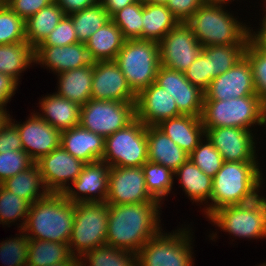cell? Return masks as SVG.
<instances>
[{"instance_id":"1","label":"cell","mask_w":266,"mask_h":266,"mask_svg":"<svg viewBox=\"0 0 266 266\" xmlns=\"http://www.w3.org/2000/svg\"><path fill=\"white\" fill-rule=\"evenodd\" d=\"M161 205L159 201L109 205L106 244L137 253L163 228Z\"/></svg>"},{"instance_id":"2","label":"cell","mask_w":266,"mask_h":266,"mask_svg":"<svg viewBox=\"0 0 266 266\" xmlns=\"http://www.w3.org/2000/svg\"><path fill=\"white\" fill-rule=\"evenodd\" d=\"M259 162H223L212 180L211 202L203 207L206 219L221 207L247 204L261 196L265 177Z\"/></svg>"},{"instance_id":"3","label":"cell","mask_w":266,"mask_h":266,"mask_svg":"<svg viewBox=\"0 0 266 266\" xmlns=\"http://www.w3.org/2000/svg\"><path fill=\"white\" fill-rule=\"evenodd\" d=\"M75 203L63 193H48L31 204L23 231L30 239L69 243Z\"/></svg>"},{"instance_id":"4","label":"cell","mask_w":266,"mask_h":266,"mask_svg":"<svg viewBox=\"0 0 266 266\" xmlns=\"http://www.w3.org/2000/svg\"><path fill=\"white\" fill-rule=\"evenodd\" d=\"M227 5L203 3L186 21L203 46L248 45L251 24L240 21ZM228 9V10H227Z\"/></svg>"},{"instance_id":"5","label":"cell","mask_w":266,"mask_h":266,"mask_svg":"<svg viewBox=\"0 0 266 266\" xmlns=\"http://www.w3.org/2000/svg\"><path fill=\"white\" fill-rule=\"evenodd\" d=\"M181 226L173 232L161 229L148 240L136 253L137 266H194L193 227Z\"/></svg>"},{"instance_id":"6","label":"cell","mask_w":266,"mask_h":266,"mask_svg":"<svg viewBox=\"0 0 266 266\" xmlns=\"http://www.w3.org/2000/svg\"><path fill=\"white\" fill-rule=\"evenodd\" d=\"M131 90L137 95L155 82L160 64L159 42L126 40L115 60Z\"/></svg>"},{"instance_id":"7","label":"cell","mask_w":266,"mask_h":266,"mask_svg":"<svg viewBox=\"0 0 266 266\" xmlns=\"http://www.w3.org/2000/svg\"><path fill=\"white\" fill-rule=\"evenodd\" d=\"M207 220L218 230L235 237V240L266 239V196L262 192L250 203L221 207Z\"/></svg>"},{"instance_id":"8","label":"cell","mask_w":266,"mask_h":266,"mask_svg":"<svg viewBox=\"0 0 266 266\" xmlns=\"http://www.w3.org/2000/svg\"><path fill=\"white\" fill-rule=\"evenodd\" d=\"M262 109L263 102L258 95L225 101L203 100L201 121L205 132L217 127H239L253 131L255 126L260 127Z\"/></svg>"},{"instance_id":"9","label":"cell","mask_w":266,"mask_h":266,"mask_svg":"<svg viewBox=\"0 0 266 266\" xmlns=\"http://www.w3.org/2000/svg\"><path fill=\"white\" fill-rule=\"evenodd\" d=\"M109 204L107 202L75 203V219L69 239L73 256L80 258L89 250L106 244Z\"/></svg>"},{"instance_id":"10","label":"cell","mask_w":266,"mask_h":266,"mask_svg":"<svg viewBox=\"0 0 266 266\" xmlns=\"http://www.w3.org/2000/svg\"><path fill=\"white\" fill-rule=\"evenodd\" d=\"M110 167H140L148 161L147 126L136 117L105 138L101 159Z\"/></svg>"},{"instance_id":"11","label":"cell","mask_w":266,"mask_h":266,"mask_svg":"<svg viewBox=\"0 0 266 266\" xmlns=\"http://www.w3.org/2000/svg\"><path fill=\"white\" fill-rule=\"evenodd\" d=\"M135 118V102L90 99L80 108L83 128L106 138Z\"/></svg>"},{"instance_id":"12","label":"cell","mask_w":266,"mask_h":266,"mask_svg":"<svg viewBox=\"0 0 266 266\" xmlns=\"http://www.w3.org/2000/svg\"><path fill=\"white\" fill-rule=\"evenodd\" d=\"M203 46L190 26L179 22L159 42L161 66L184 73L199 56Z\"/></svg>"},{"instance_id":"13","label":"cell","mask_w":266,"mask_h":266,"mask_svg":"<svg viewBox=\"0 0 266 266\" xmlns=\"http://www.w3.org/2000/svg\"><path fill=\"white\" fill-rule=\"evenodd\" d=\"M256 134V135H255ZM205 135L226 162L259 161L257 133L239 127L210 128ZM257 150V153H256Z\"/></svg>"},{"instance_id":"14","label":"cell","mask_w":266,"mask_h":266,"mask_svg":"<svg viewBox=\"0 0 266 266\" xmlns=\"http://www.w3.org/2000/svg\"><path fill=\"white\" fill-rule=\"evenodd\" d=\"M155 200L147 191L145 176L140 167H110L108 194L109 205H125Z\"/></svg>"},{"instance_id":"15","label":"cell","mask_w":266,"mask_h":266,"mask_svg":"<svg viewBox=\"0 0 266 266\" xmlns=\"http://www.w3.org/2000/svg\"><path fill=\"white\" fill-rule=\"evenodd\" d=\"M36 163L49 193H64L86 164L65 151L61 145Z\"/></svg>"},{"instance_id":"16","label":"cell","mask_w":266,"mask_h":266,"mask_svg":"<svg viewBox=\"0 0 266 266\" xmlns=\"http://www.w3.org/2000/svg\"><path fill=\"white\" fill-rule=\"evenodd\" d=\"M12 117L9 116V120L19 131L23 150L35 163L60 146L61 131L44 121L35 111L23 123Z\"/></svg>"},{"instance_id":"17","label":"cell","mask_w":266,"mask_h":266,"mask_svg":"<svg viewBox=\"0 0 266 266\" xmlns=\"http://www.w3.org/2000/svg\"><path fill=\"white\" fill-rule=\"evenodd\" d=\"M257 95L250 61L244 56L227 72L217 76L204 91V100H230Z\"/></svg>"},{"instance_id":"18","label":"cell","mask_w":266,"mask_h":266,"mask_svg":"<svg viewBox=\"0 0 266 266\" xmlns=\"http://www.w3.org/2000/svg\"><path fill=\"white\" fill-rule=\"evenodd\" d=\"M155 83L175 99L178 111L182 115L201 117L204 91L191 84L184 73L160 66Z\"/></svg>"},{"instance_id":"19","label":"cell","mask_w":266,"mask_h":266,"mask_svg":"<svg viewBox=\"0 0 266 266\" xmlns=\"http://www.w3.org/2000/svg\"><path fill=\"white\" fill-rule=\"evenodd\" d=\"M91 97L94 100L136 102V94L114 60L93 63Z\"/></svg>"},{"instance_id":"20","label":"cell","mask_w":266,"mask_h":266,"mask_svg":"<svg viewBox=\"0 0 266 266\" xmlns=\"http://www.w3.org/2000/svg\"><path fill=\"white\" fill-rule=\"evenodd\" d=\"M110 166L102 160L86 163L78 178L63 193L73 203L106 202Z\"/></svg>"},{"instance_id":"21","label":"cell","mask_w":266,"mask_h":266,"mask_svg":"<svg viewBox=\"0 0 266 266\" xmlns=\"http://www.w3.org/2000/svg\"><path fill=\"white\" fill-rule=\"evenodd\" d=\"M180 115L175 99L155 82L136 95L135 117L145 126H157Z\"/></svg>"},{"instance_id":"22","label":"cell","mask_w":266,"mask_h":266,"mask_svg":"<svg viewBox=\"0 0 266 266\" xmlns=\"http://www.w3.org/2000/svg\"><path fill=\"white\" fill-rule=\"evenodd\" d=\"M85 43L66 46H37L34 48V64L51 70L54 75L61 72L93 65Z\"/></svg>"},{"instance_id":"23","label":"cell","mask_w":266,"mask_h":266,"mask_svg":"<svg viewBox=\"0 0 266 266\" xmlns=\"http://www.w3.org/2000/svg\"><path fill=\"white\" fill-rule=\"evenodd\" d=\"M60 145L76 159L84 163H93L103 157L105 138L77 125L61 131Z\"/></svg>"},{"instance_id":"24","label":"cell","mask_w":266,"mask_h":266,"mask_svg":"<svg viewBox=\"0 0 266 266\" xmlns=\"http://www.w3.org/2000/svg\"><path fill=\"white\" fill-rule=\"evenodd\" d=\"M37 107L39 112L36 111V113L60 131L74 128L80 123L81 106L56 93L42 96Z\"/></svg>"},{"instance_id":"25","label":"cell","mask_w":266,"mask_h":266,"mask_svg":"<svg viewBox=\"0 0 266 266\" xmlns=\"http://www.w3.org/2000/svg\"><path fill=\"white\" fill-rule=\"evenodd\" d=\"M157 127L186 153L190 154L205 136L201 117L180 115L162 121Z\"/></svg>"},{"instance_id":"26","label":"cell","mask_w":266,"mask_h":266,"mask_svg":"<svg viewBox=\"0 0 266 266\" xmlns=\"http://www.w3.org/2000/svg\"><path fill=\"white\" fill-rule=\"evenodd\" d=\"M148 161L175 172L189 159V154L175 144L157 126H147Z\"/></svg>"},{"instance_id":"27","label":"cell","mask_w":266,"mask_h":266,"mask_svg":"<svg viewBox=\"0 0 266 266\" xmlns=\"http://www.w3.org/2000/svg\"><path fill=\"white\" fill-rule=\"evenodd\" d=\"M58 96L82 106L92 99L93 65L67 70L56 75Z\"/></svg>"},{"instance_id":"28","label":"cell","mask_w":266,"mask_h":266,"mask_svg":"<svg viewBox=\"0 0 266 266\" xmlns=\"http://www.w3.org/2000/svg\"><path fill=\"white\" fill-rule=\"evenodd\" d=\"M174 177L192 203L205 206L204 204L207 205L210 202L213 178L203 173L191 159H188L174 172Z\"/></svg>"},{"instance_id":"29","label":"cell","mask_w":266,"mask_h":266,"mask_svg":"<svg viewBox=\"0 0 266 266\" xmlns=\"http://www.w3.org/2000/svg\"><path fill=\"white\" fill-rule=\"evenodd\" d=\"M125 41L121 30L110 19L94 32L85 44L91 59L95 62L115 60Z\"/></svg>"},{"instance_id":"30","label":"cell","mask_w":266,"mask_h":266,"mask_svg":"<svg viewBox=\"0 0 266 266\" xmlns=\"http://www.w3.org/2000/svg\"><path fill=\"white\" fill-rule=\"evenodd\" d=\"M142 18L141 40L160 42L179 23L167 5L143 3Z\"/></svg>"},{"instance_id":"31","label":"cell","mask_w":266,"mask_h":266,"mask_svg":"<svg viewBox=\"0 0 266 266\" xmlns=\"http://www.w3.org/2000/svg\"><path fill=\"white\" fill-rule=\"evenodd\" d=\"M32 64L34 48L27 41L0 45V73L10 75L20 84V76Z\"/></svg>"},{"instance_id":"32","label":"cell","mask_w":266,"mask_h":266,"mask_svg":"<svg viewBox=\"0 0 266 266\" xmlns=\"http://www.w3.org/2000/svg\"><path fill=\"white\" fill-rule=\"evenodd\" d=\"M1 185L20 198L28 200L31 204L38 199L44 198L49 193L43 184L40 168L37 163L6 179Z\"/></svg>"},{"instance_id":"33","label":"cell","mask_w":266,"mask_h":266,"mask_svg":"<svg viewBox=\"0 0 266 266\" xmlns=\"http://www.w3.org/2000/svg\"><path fill=\"white\" fill-rule=\"evenodd\" d=\"M65 13L54 1L25 21L26 41L36 48L55 29Z\"/></svg>"},{"instance_id":"34","label":"cell","mask_w":266,"mask_h":266,"mask_svg":"<svg viewBox=\"0 0 266 266\" xmlns=\"http://www.w3.org/2000/svg\"><path fill=\"white\" fill-rule=\"evenodd\" d=\"M73 257L68 243L30 239L27 266H50Z\"/></svg>"},{"instance_id":"35","label":"cell","mask_w":266,"mask_h":266,"mask_svg":"<svg viewBox=\"0 0 266 266\" xmlns=\"http://www.w3.org/2000/svg\"><path fill=\"white\" fill-rule=\"evenodd\" d=\"M79 266H137V257L136 253L105 244L83 254Z\"/></svg>"},{"instance_id":"36","label":"cell","mask_w":266,"mask_h":266,"mask_svg":"<svg viewBox=\"0 0 266 266\" xmlns=\"http://www.w3.org/2000/svg\"><path fill=\"white\" fill-rule=\"evenodd\" d=\"M68 16L73 21L75 34L80 43H86L94 32L110 20V16L100 2Z\"/></svg>"},{"instance_id":"37","label":"cell","mask_w":266,"mask_h":266,"mask_svg":"<svg viewBox=\"0 0 266 266\" xmlns=\"http://www.w3.org/2000/svg\"><path fill=\"white\" fill-rule=\"evenodd\" d=\"M247 45H219L202 48L209 59L210 81L231 69L245 55Z\"/></svg>"},{"instance_id":"38","label":"cell","mask_w":266,"mask_h":266,"mask_svg":"<svg viewBox=\"0 0 266 266\" xmlns=\"http://www.w3.org/2000/svg\"><path fill=\"white\" fill-rule=\"evenodd\" d=\"M145 176V185L149 194L161 204L165 197L172 191L174 186V172L163 165L147 161L142 165ZM163 200V201H162Z\"/></svg>"},{"instance_id":"39","label":"cell","mask_w":266,"mask_h":266,"mask_svg":"<svg viewBox=\"0 0 266 266\" xmlns=\"http://www.w3.org/2000/svg\"><path fill=\"white\" fill-rule=\"evenodd\" d=\"M30 207L31 203L28 200L20 198L0 184V224L3 227H10L15 223L18 230L23 229Z\"/></svg>"},{"instance_id":"40","label":"cell","mask_w":266,"mask_h":266,"mask_svg":"<svg viewBox=\"0 0 266 266\" xmlns=\"http://www.w3.org/2000/svg\"><path fill=\"white\" fill-rule=\"evenodd\" d=\"M143 2H134L114 13L110 19L121 30L126 40H141Z\"/></svg>"},{"instance_id":"41","label":"cell","mask_w":266,"mask_h":266,"mask_svg":"<svg viewBox=\"0 0 266 266\" xmlns=\"http://www.w3.org/2000/svg\"><path fill=\"white\" fill-rule=\"evenodd\" d=\"M244 56L250 61L257 95L266 106V50L251 36Z\"/></svg>"},{"instance_id":"42","label":"cell","mask_w":266,"mask_h":266,"mask_svg":"<svg viewBox=\"0 0 266 266\" xmlns=\"http://www.w3.org/2000/svg\"><path fill=\"white\" fill-rule=\"evenodd\" d=\"M19 230L15 237L0 242V260L4 266H27L30 238L22 229Z\"/></svg>"},{"instance_id":"43","label":"cell","mask_w":266,"mask_h":266,"mask_svg":"<svg viewBox=\"0 0 266 266\" xmlns=\"http://www.w3.org/2000/svg\"><path fill=\"white\" fill-rule=\"evenodd\" d=\"M189 159L205 174L214 177L224 162L221 154L205 135L198 146L189 154Z\"/></svg>"},{"instance_id":"44","label":"cell","mask_w":266,"mask_h":266,"mask_svg":"<svg viewBox=\"0 0 266 266\" xmlns=\"http://www.w3.org/2000/svg\"><path fill=\"white\" fill-rule=\"evenodd\" d=\"M26 41L25 20L9 6L0 5V45Z\"/></svg>"},{"instance_id":"45","label":"cell","mask_w":266,"mask_h":266,"mask_svg":"<svg viewBox=\"0 0 266 266\" xmlns=\"http://www.w3.org/2000/svg\"><path fill=\"white\" fill-rule=\"evenodd\" d=\"M34 163L24 150L0 153V184L28 169Z\"/></svg>"},{"instance_id":"46","label":"cell","mask_w":266,"mask_h":266,"mask_svg":"<svg viewBox=\"0 0 266 266\" xmlns=\"http://www.w3.org/2000/svg\"><path fill=\"white\" fill-rule=\"evenodd\" d=\"M78 42L73 21L65 15L55 29L38 46H66Z\"/></svg>"},{"instance_id":"47","label":"cell","mask_w":266,"mask_h":266,"mask_svg":"<svg viewBox=\"0 0 266 266\" xmlns=\"http://www.w3.org/2000/svg\"><path fill=\"white\" fill-rule=\"evenodd\" d=\"M184 75L191 84L205 91L211 84L209 59L201 52Z\"/></svg>"},{"instance_id":"48","label":"cell","mask_w":266,"mask_h":266,"mask_svg":"<svg viewBox=\"0 0 266 266\" xmlns=\"http://www.w3.org/2000/svg\"><path fill=\"white\" fill-rule=\"evenodd\" d=\"M23 150L17 127L8 119L0 130V153Z\"/></svg>"},{"instance_id":"49","label":"cell","mask_w":266,"mask_h":266,"mask_svg":"<svg viewBox=\"0 0 266 266\" xmlns=\"http://www.w3.org/2000/svg\"><path fill=\"white\" fill-rule=\"evenodd\" d=\"M55 0H13L8 6L25 21Z\"/></svg>"},{"instance_id":"50","label":"cell","mask_w":266,"mask_h":266,"mask_svg":"<svg viewBox=\"0 0 266 266\" xmlns=\"http://www.w3.org/2000/svg\"><path fill=\"white\" fill-rule=\"evenodd\" d=\"M203 4V0H169L167 7L179 22H186Z\"/></svg>"},{"instance_id":"51","label":"cell","mask_w":266,"mask_h":266,"mask_svg":"<svg viewBox=\"0 0 266 266\" xmlns=\"http://www.w3.org/2000/svg\"><path fill=\"white\" fill-rule=\"evenodd\" d=\"M19 83L8 74L0 73V108L7 110V104L16 94Z\"/></svg>"},{"instance_id":"52","label":"cell","mask_w":266,"mask_h":266,"mask_svg":"<svg viewBox=\"0 0 266 266\" xmlns=\"http://www.w3.org/2000/svg\"><path fill=\"white\" fill-rule=\"evenodd\" d=\"M55 2L61 7L65 15H70L95 5L99 0H55Z\"/></svg>"},{"instance_id":"53","label":"cell","mask_w":266,"mask_h":266,"mask_svg":"<svg viewBox=\"0 0 266 266\" xmlns=\"http://www.w3.org/2000/svg\"><path fill=\"white\" fill-rule=\"evenodd\" d=\"M99 2L104 6L108 15L111 17L118 10L123 9L125 6L131 5L136 2V0H99Z\"/></svg>"},{"instance_id":"54","label":"cell","mask_w":266,"mask_h":266,"mask_svg":"<svg viewBox=\"0 0 266 266\" xmlns=\"http://www.w3.org/2000/svg\"><path fill=\"white\" fill-rule=\"evenodd\" d=\"M253 28L254 26L251 27V36L266 50V28Z\"/></svg>"},{"instance_id":"55","label":"cell","mask_w":266,"mask_h":266,"mask_svg":"<svg viewBox=\"0 0 266 266\" xmlns=\"http://www.w3.org/2000/svg\"><path fill=\"white\" fill-rule=\"evenodd\" d=\"M50 266H79V258L74 256L70 261H62Z\"/></svg>"},{"instance_id":"56","label":"cell","mask_w":266,"mask_h":266,"mask_svg":"<svg viewBox=\"0 0 266 266\" xmlns=\"http://www.w3.org/2000/svg\"><path fill=\"white\" fill-rule=\"evenodd\" d=\"M9 116H10L9 111L0 108V130H1V127L9 119Z\"/></svg>"},{"instance_id":"57","label":"cell","mask_w":266,"mask_h":266,"mask_svg":"<svg viewBox=\"0 0 266 266\" xmlns=\"http://www.w3.org/2000/svg\"><path fill=\"white\" fill-rule=\"evenodd\" d=\"M233 1H235V0H203V3L227 5L228 3L231 4ZM237 1H239V0H237Z\"/></svg>"},{"instance_id":"58","label":"cell","mask_w":266,"mask_h":266,"mask_svg":"<svg viewBox=\"0 0 266 266\" xmlns=\"http://www.w3.org/2000/svg\"><path fill=\"white\" fill-rule=\"evenodd\" d=\"M264 3H262V4H264V5H262L264 8H262V11H263V15H262V19L261 20H259L260 22V27L259 28H266V1H263ZM265 9V10H264ZM265 12V13H264Z\"/></svg>"},{"instance_id":"59","label":"cell","mask_w":266,"mask_h":266,"mask_svg":"<svg viewBox=\"0 0 266 266\" xmlns=\"http://www.w3.org/2000/svg\"><path fill=\"white\" fill-rule=\"evenodd\" d=\"M169 0H144V4L167 5Z\"/></svg>"},{"instance_id":"60","label":"cell","mask_w":266,"mask_h":266,"mask_svg":"<svg viewBox=\"0 0 266 266\" xmlns=\"http://www.w3.org/2000/svg\"><path fill=\"white\" fill-rule=\"evenodd\" d=\"M261 126L263 127V131H264L266 129V106H263V109H262L260 127ZM265 132L266 130L264 131V134Z\"/></svg>"},{"instance_id":"61","label":"cell","mask_w":266,"mask_h":266,"mask_svg":"<svg viewBox=\"0 0 266 266\" xmlns=\"http://www.w3.org/2000/svg\"><path fill=\"white\" fill-rule=\"evenodd\" d=\"M13 0H0L2 5H9Z\"/></svg>"},{"instance_id":"62","label":"cell","mask_w":266,"mask_h":266,"mask_svg":"<svg viewBox=\"0 0 266 266\" xmlns=\"http://www.w3.org/2000/svg\"><path fill=\"white\" fill-rule=\"evenodd\" d=\"M255 266H266V262H263L262 264H258V265H255Z\"/></svg>"}]
</instances>
